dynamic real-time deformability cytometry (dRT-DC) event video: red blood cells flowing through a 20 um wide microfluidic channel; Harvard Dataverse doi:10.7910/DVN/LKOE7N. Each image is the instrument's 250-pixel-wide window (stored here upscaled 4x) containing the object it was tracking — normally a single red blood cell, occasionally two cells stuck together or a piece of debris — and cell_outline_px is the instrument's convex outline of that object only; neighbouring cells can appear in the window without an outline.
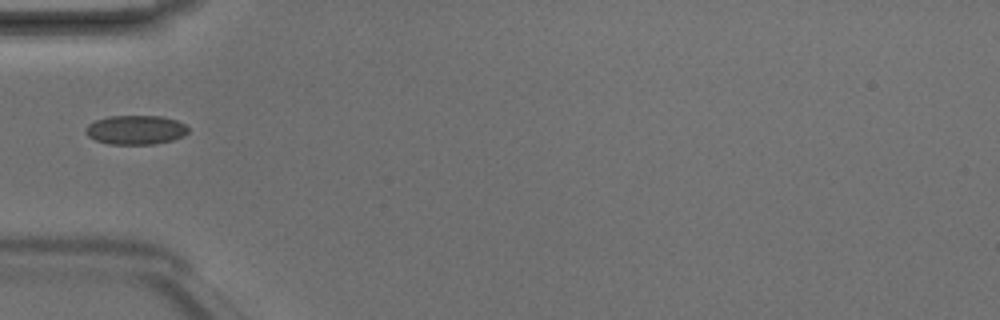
{"species": "Egyptian fruit bat (a non-hibernating species)", "species_latin": "Rousettus aegyptiacus", "temperature_condition": "room temperature", "stored_images_in_passage": 1, "camera_frame_rate_fps": 3000, "um_per_image_px": 0.085, "animal": {"sex": "male"}, "frame": {"image": 1, "passage_image": 1, "time_ms": 0.0, "image_size_px": [1000, 320], "cell_outline_px": [[188, 132], [184, 136], [172, 140], [152, 144], [108, 144], [96, 140], [88, 136], [84, 132], [84, 128], [88, 124], [96, 120], [108, 116], [160, 116], [176, 120], [184, 124], [188, 128]], "centroid_in_image_um": [11.51, 11.04], "position_along_channel_um": 73.5, "area_um2": 17.46}}